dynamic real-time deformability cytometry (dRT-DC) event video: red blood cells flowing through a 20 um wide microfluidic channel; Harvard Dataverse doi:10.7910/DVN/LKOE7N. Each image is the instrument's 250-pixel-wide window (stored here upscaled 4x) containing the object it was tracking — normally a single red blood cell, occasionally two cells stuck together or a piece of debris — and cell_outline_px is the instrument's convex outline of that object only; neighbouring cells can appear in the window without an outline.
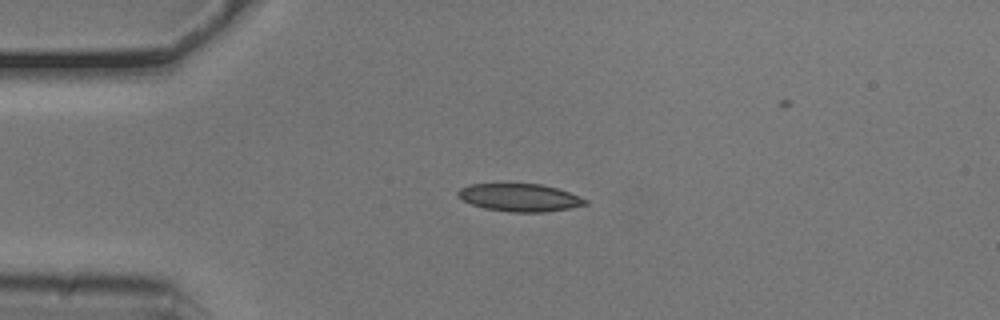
{"species": "common noctule bat (a hibernating species)", "species_latin": "Nyctalus noctula", "temperature_condition": "cold", "stored_images_in_passage": 36, "camera_frame_rate_fps": 3000, "um_per_image_px": 0.085, "animal": {"sex": "male", "body_mass_g": 20.5, "forearm_length_mm": 52.5}, "frame": {"image": 1, "passage_image": 1, "time_ms": 0.0, "image_size_px": [1000, 320], "cell_outline_px": [[588, 204], [568, 208], [544, 212], [508, 212], [484, 208], [472, 204], [456, 196], [456, 192], [460, 188], [472, 184], [540, 184], [556, 188], [568, 192], [588, 200]], "centroid_in_image_um": [44.15, 16.79], "position_along_channel_um": 40.9, "area_um2": 20.4}}
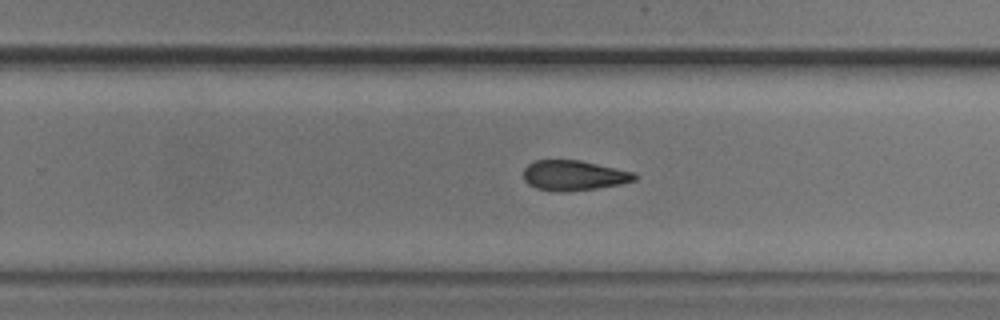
{"frame": {"image": 2, "passage_image": 22, "time_ms": 7.0, "image_size_px": [1000, 320], "cell_outline_px": [[636, 180], [620, 184], [596, 188], [560, 192], [536, 188], [528, 184], [524, 180], [524, 168], [528, 164], [536, 160], [580, 160], [636, 172]], "centroid_in_image_um": [48.78, 14.9], "position_along_channel_um": 281.0, "area_um2": 19.48}}
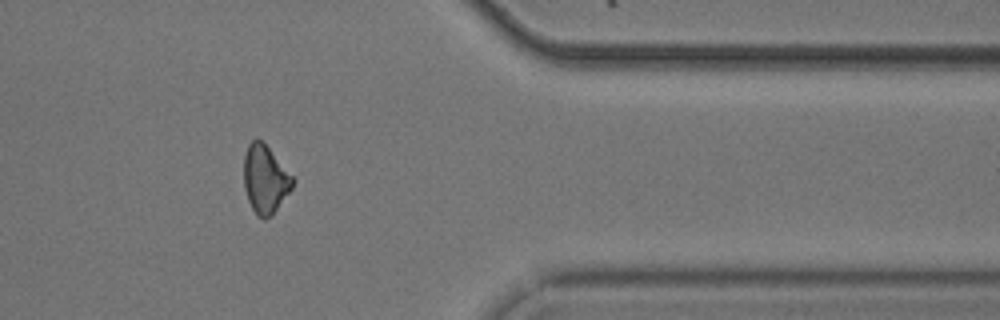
{"frame": {"image": 3, "passage_image": 32, "time_ms": 10.333, "image_size_px": [1000, 320], "cell_outline_px": [[296, 180], [292, 188], [272, 216], [264, 220], [256, 216], [248, 200], [244, 188], [244, 152], [248, 144], [256, 136], [268, 148]], "centroid_in_image_um": [22.52, 15.26], "position_along_channel_um": 388.9, "area_um2": 19.48}}